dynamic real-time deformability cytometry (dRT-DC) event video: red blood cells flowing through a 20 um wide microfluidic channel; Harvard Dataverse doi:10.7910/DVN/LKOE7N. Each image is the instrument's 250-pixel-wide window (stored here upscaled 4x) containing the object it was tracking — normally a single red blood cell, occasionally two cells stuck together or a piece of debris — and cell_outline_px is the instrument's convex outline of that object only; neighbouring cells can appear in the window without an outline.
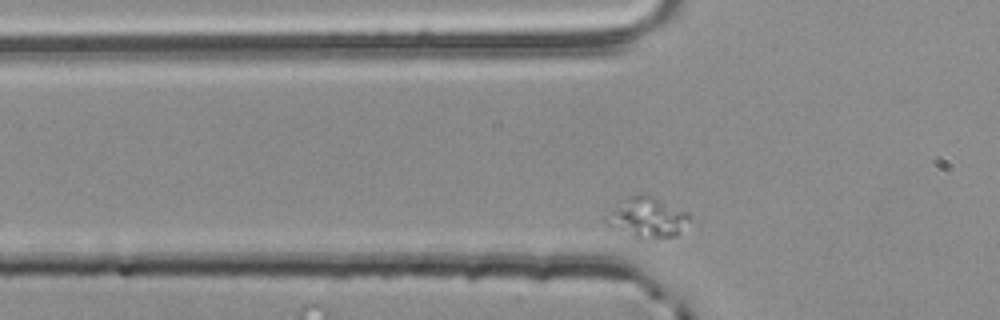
{"species": "common noctule bat (a hibernating species)", "species_latin": "Nyctalus noctula", "temperature_condition": "room temperature", "stored_images_in_passage": 33, "segment_of_instrument_passage": [2, 2], "camera_frame_rate_fps": 3000, "um_per_image_px": 0.085, "animal": {"sex": "male", "body_mass_g": 20.4}, "frame": {"image": 1, "passage_image": 4, "time_ms": 1.0, "image_size_px": [1000, 320], "cell_outline_px": [[688, 220], [676, 236], [636, 236], [608, 224], [604, 220], [604, 216], [628, 196], [636, 192], [648, 192], [688, 212]], "centroid_in_image_um": [55.01, 18.37], "position_along_channel_um": 70.8, "area_um2": 18.96}}
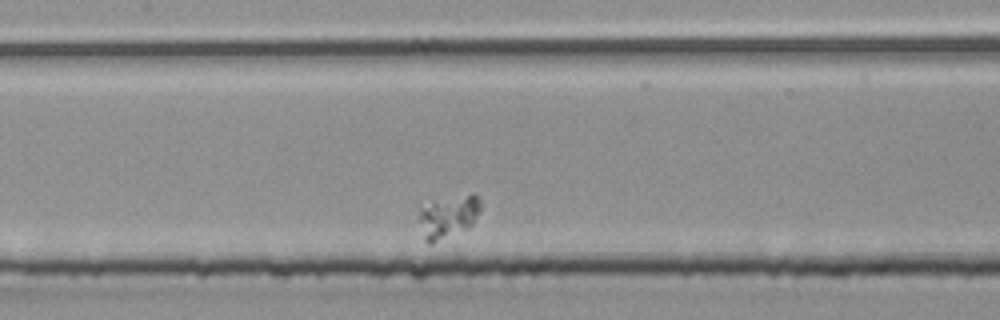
{"frame": {"image": 2, "passage_image": 13, "time_ms": 4.0, "image_size_px": [1000, 320], "cell_outline_px": [[480, 212], [472, 224], [468, 228], [432, 244], [428, 244], [424, 240], [416, 220], [416, 216], [420, 208], [432, 200], [472, 192], [480, 196]], "centroid_in_image_um": [38.05, 18.39], "position_along_channel_um": 169.3, "area_um2": 16.18}}
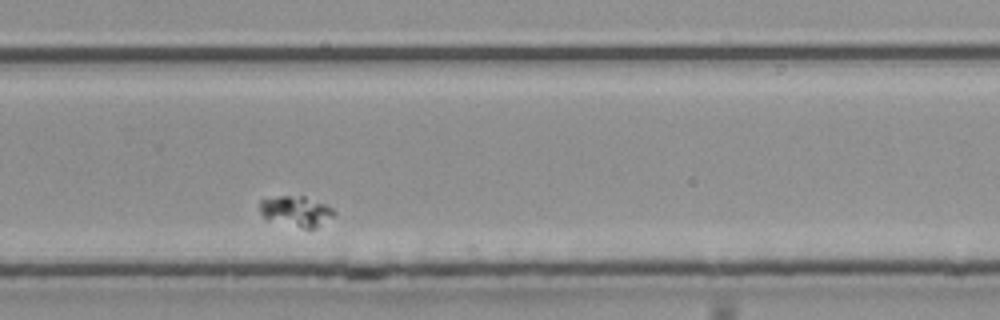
{"frame": {"image": 3, "passage_image": 25, "time_ms": 8.0, "image_size_px": [1000, 320], "cell_outline_px": [[336, 216], [316, 228], [304, 228], [264, 220], [260, 212], [260, 200], [280, 196], [304, 196], [328, 204], [336, 212]], "centroid_in_image_um": [25.2, 17.96], "position_along_channel_um": 304.6, "area_um2": 13.53}}